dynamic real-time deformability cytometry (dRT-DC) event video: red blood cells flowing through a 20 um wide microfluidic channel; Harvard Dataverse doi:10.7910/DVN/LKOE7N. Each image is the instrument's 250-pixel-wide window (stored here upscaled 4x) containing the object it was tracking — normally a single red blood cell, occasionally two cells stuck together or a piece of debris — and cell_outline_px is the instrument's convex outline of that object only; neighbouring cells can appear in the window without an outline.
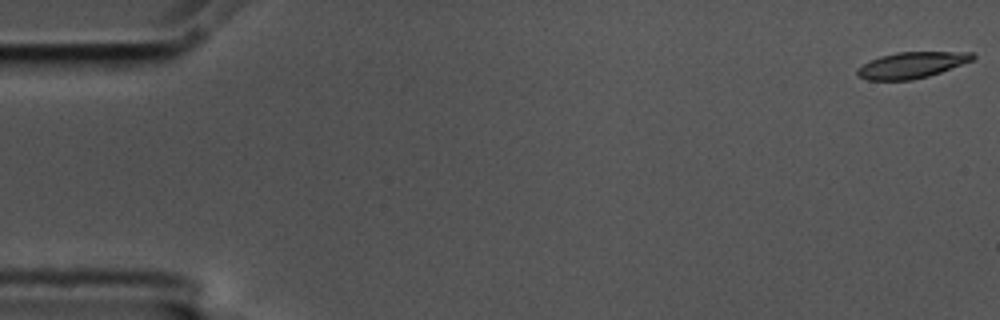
{"species": "common noctule bat (a hibernating species)", "species_latin": "Nyctalus noctula", "temperature_condition": "cold", "stored_images_in_passage": 57, "camera_frame_rate_fps": 3000, "um_per_image_px": 0.085, "animal": {"sex": "male", "body_mass_g": 17.5, "forearm_length_mm": 52.3}, "frame": {"image": 1, "passage_image": 1, "time_ms": 0.0, "image_size_px": [1000, 320], "cell_outline_px": [[976, 56], [972, 60], [940, 72], [928, 76], [912, 80], [868, 80], [860, 76], [856, 72], [856, 68], [880, 56], [896, 52], [972, 52]], "centroid_in_image_um": [77.48, 5.53], "position_along_channel_um": 7.5, "area_um2": 17.34}}
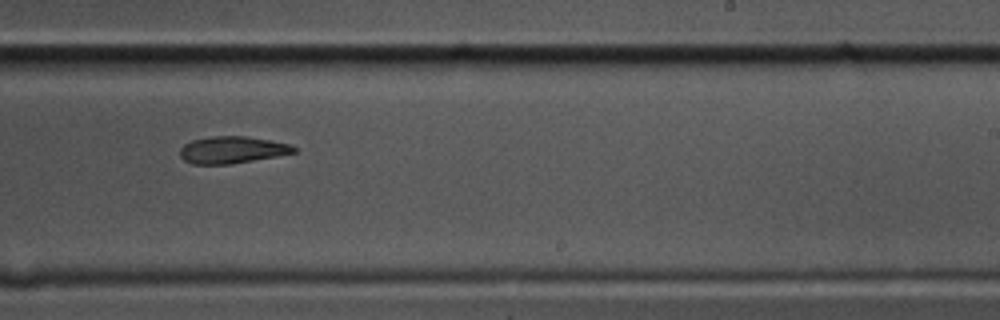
{"frame": {"image": 2, "passage_image": 35, "time_ms": 11.333, "image_size_px": [1000, 320], "cell_outline_px": [[296, 152], [276, 156], [228, 164], [192, 164], [184, 160], [180, 156], [180, 148], [184, 144], [192, 140], [212, 136], [248, 136], [272, 140], [288, 144], [296, 148]], "centroid_in_image_um": [19.7, 12.73], "position_along_channel_um": 269.3, "area_um2": 17.8}}
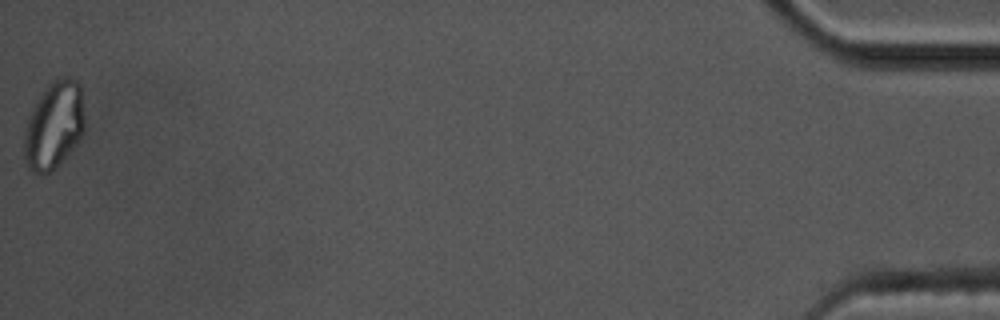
{"frame": {"image": 3, "passage_image": 57, "time_ms": 18.667, "image_size_px": [1000, 320], "cell_outline_px": [[84, 132], [68, 156], [52, 172], [40, 176], [32, 172], [28, 168], [24, 160], [24, 128], [28, 116], [32, 108], [48, 84], [52, 80], [64, 76], [72, 76], [80, 84], [84, 116]], "centroid_in_image_um": [4.58, 10.69], "position_along_channel_um": 430.6, "area_um2": 31.5}, "authors_computed_cell_mechanics": {"area_um2": 19.2474, "velocity_mm_per_s": 3.5438, "shape_relaxation_time_tau1_ms": 2.939, "shape_relaxation_time_tau2_ms": null, "deformation_change_tau1": 0.1528, "deformation_change_tau2": null}}